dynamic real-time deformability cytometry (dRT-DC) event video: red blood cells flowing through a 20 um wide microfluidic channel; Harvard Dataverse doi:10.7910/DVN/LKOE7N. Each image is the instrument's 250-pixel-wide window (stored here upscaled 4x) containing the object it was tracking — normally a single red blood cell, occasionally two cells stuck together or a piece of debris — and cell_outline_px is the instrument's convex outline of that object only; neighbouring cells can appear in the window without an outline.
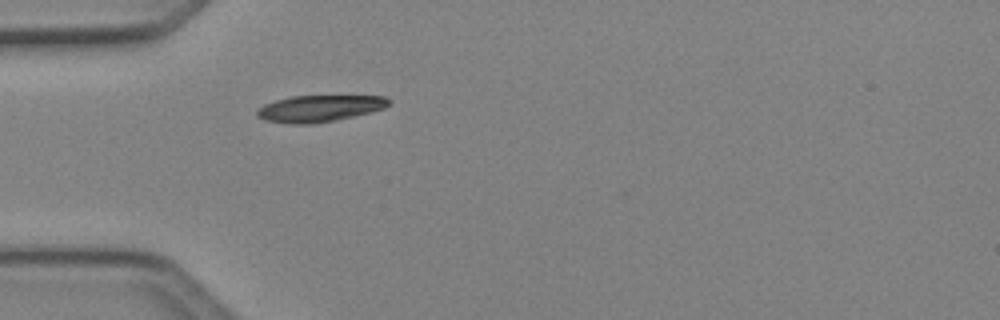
{"species": "Egyptian fruit bat (a non-hibernating species)", "species_latin": "Rousettus aegyptiacus", "temperature_condition": "cold", "stored_images_in_passage": 1, "camera_frame_rate_fps": 3000, "um_per_image_px": 0.085, "animal": {"sex": "female"}, "frame": {"image": 1, "passage_image": 1, "time_ms": 0.0, "image_size_px": [1000, 320], "cell_outline_px": [[392, 104], [384, 108], [372, 112], [336, 120], [316, 124], [292, 124], [264, 120], [256, 116], [256, 108], [264, 104], [276, 100], [292, 96], [384, 96], [392, 100]], "centroid_in_image_um": [27.16, 9.22], "position_along_channel_um": 57.8, "area_um2": 20.69}}